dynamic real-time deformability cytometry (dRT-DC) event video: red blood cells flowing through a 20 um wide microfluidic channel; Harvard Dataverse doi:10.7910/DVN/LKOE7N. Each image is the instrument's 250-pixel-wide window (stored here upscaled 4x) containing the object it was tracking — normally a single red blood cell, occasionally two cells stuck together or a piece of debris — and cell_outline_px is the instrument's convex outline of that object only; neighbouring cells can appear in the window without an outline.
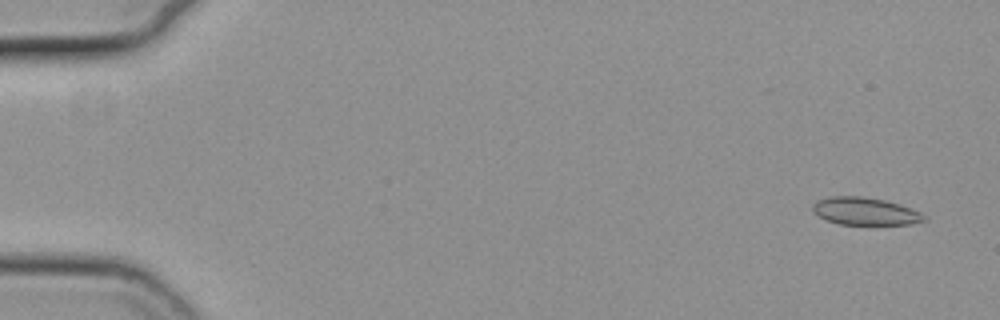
{"species": "common noctule bat (a hibernating species)", "species_latin": "Nyctalus noctula", "temperature_condition": "cold", "stored_images_in_passage": 52, "camera_frame_rate_fps": 3000, "um_per_image_px": 0.085, "animal": {"sex": "female", "body_mass_g": 19.3, "forearm_length_mm": 54.1}, "frame": {"image": 1, "passage_image": 3, "time_ms": 0.667, "image_size_px": [1000, 320], "cell_outline_px": [[928, 220], [912, 224], [872, 228], [840, 224], [824, 220], [812, 212], [812, 204], [816, 200], [828, 196], [864, 196], [884, 200], [900, 204], [920, 212], [928, 216]], "centroid_in_image_um": [73.56, 18.01], "position_along_channel_um": 11.4, "area_um2": 19.25}}
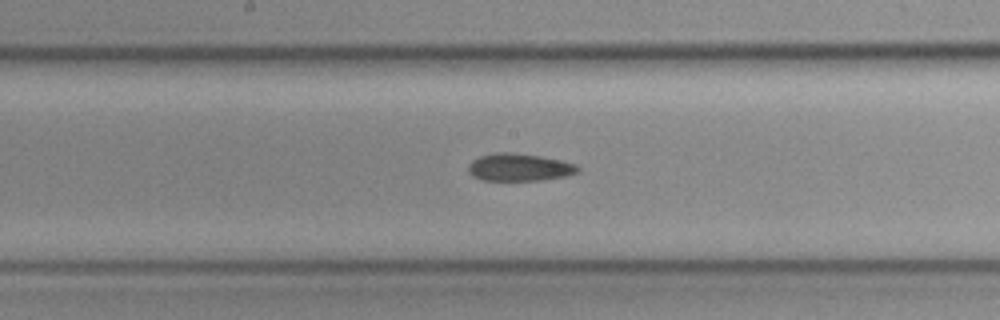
{"frame": {"image": 2, "passage_image": 30, "time_ms": 9.667, "image_size_px": [1000, 320], "cell_outline_px": [[580, 172], [568, 176], [540, 180], [480, 180], [472, 176], [468, 172], [468, 164], [472, 160], [480, 156], [496, 152], [508, 152], [540, 156], [560, 160], [576, 164], [580, 168]], "centroid_in_image_um": [44.14, 14.22], "position_along_channel_um": 204.1, "area_um2": 17.69}}
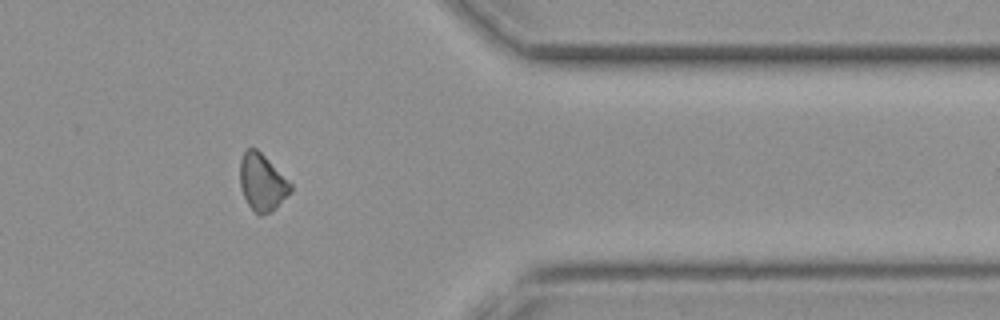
{"frame": {"image": 3, "passage_image": 46, "time_ms": 15.0, "image_size_px": [1000, 320], "cell_outline_px": [[292, 192], [272, 212], [260, 216], [248, 204], [240, 188], [240, 160], [244, 152], [248, 148], [256, 148], [292, 184]], "centroid_in_image_um": [22.29, 15.53], "position_along_channel_um": 389.1, "area_um2": 16.7}}